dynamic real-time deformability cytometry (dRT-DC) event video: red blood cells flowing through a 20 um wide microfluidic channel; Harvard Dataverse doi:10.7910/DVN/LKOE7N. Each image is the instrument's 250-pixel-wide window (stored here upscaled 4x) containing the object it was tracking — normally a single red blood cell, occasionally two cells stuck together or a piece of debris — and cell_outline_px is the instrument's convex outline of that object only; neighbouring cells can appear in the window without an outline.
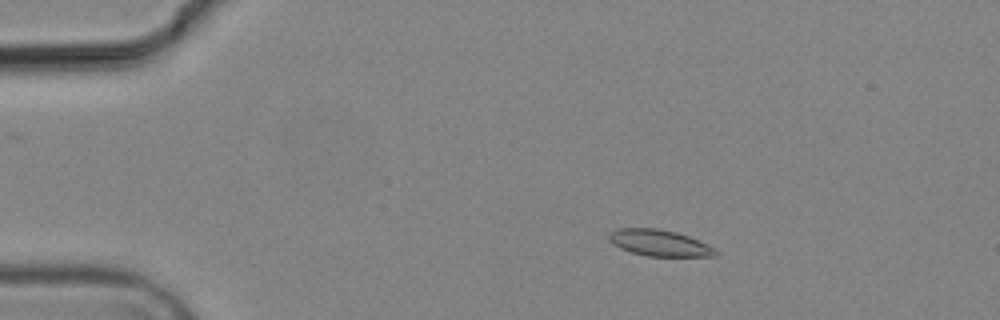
{"species": "common noctule bat (a hibernating species)", "species_latin": "Nyctalus noctula", "temperature_condition": "cold", "stored_images_in_passage": 5, "camera_frame_rate_fps": 3000, "um_per_image_px": 0.085, "animal": {"sex": "male", "body_mass_g": 19.2, "forearm_length_mm": 51.8}, "frame": {"image": 1, "passage_image": 3, "time_ms": 2.333, "image_size_px": [1000, 320], "cell_outline_px": [[720, 252], [716, 256], [648, 256], [632, 252], [620, 248], [612, 244], [608, 240], [608, 232], [620, 228], [656, 228], [676, 232], [688, 236], [708, 244], [716, 248]], "centroid_in_image_um": [56.05, 20.65], "position_along_channel_um": 28.9, "area_um2": 16.47}}